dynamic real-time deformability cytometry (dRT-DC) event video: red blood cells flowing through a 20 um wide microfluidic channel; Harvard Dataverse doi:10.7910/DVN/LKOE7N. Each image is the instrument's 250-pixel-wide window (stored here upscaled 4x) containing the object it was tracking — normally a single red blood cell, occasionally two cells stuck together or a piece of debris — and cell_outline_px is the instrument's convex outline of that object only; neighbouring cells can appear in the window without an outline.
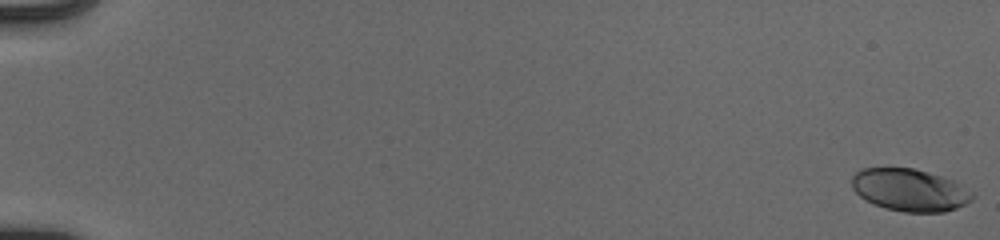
{"species": "human", "species_latin": "Homo sapiens", "temperature_condition": "cold", "stored_images_in_passage": 55, "camera_frame_rate_fps": 3000, "um_per_image_px": 0.085, "donor": {"sex": "male"}, "frame": {"image": 1, "passage_image": 1, "time_ms": 0.0, "image_size_px": [1000, 240], "cell_outline_px": [[976, 196], [972, 200], [956, 208], [944, 212], [904, 212], [872, 204], [860, 196], [852, 188], [852, 176], [856, 172], [864, 168], [912, 168], [928, 172], [952, 180], [976, 192]], "centroid_in_image_um": [77.36, 16.15], "position_along_channel_um": 7.6, "area_um2": 29.77}}
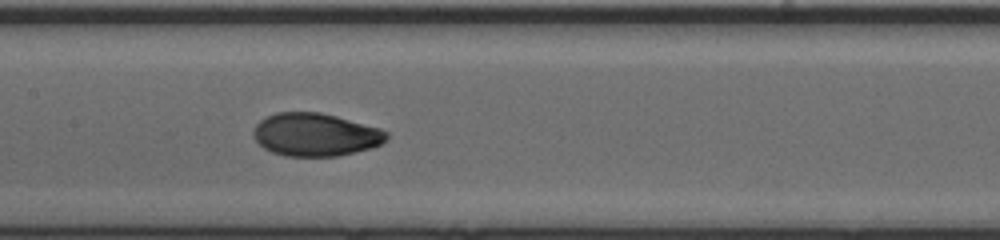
{"frame": {"image": 2, "passage_image": 30, "time_ms": 9.667, "image_size_px": [1000, 240], "cell_outline_px": [[388, 136], [380, 144], [372, 148], [336, 156], [284, 156], [272, 152], [264, 148], [252, 136], [252, 132], [256, 124], [260, 120], [276, 112], [320, 112], [336, 116], [380, 128], [388, 132]], "centroid_in_image_um": [26.79, 11.44], "position_along_channel_um": 180.6, "area_um2": 33.29}}
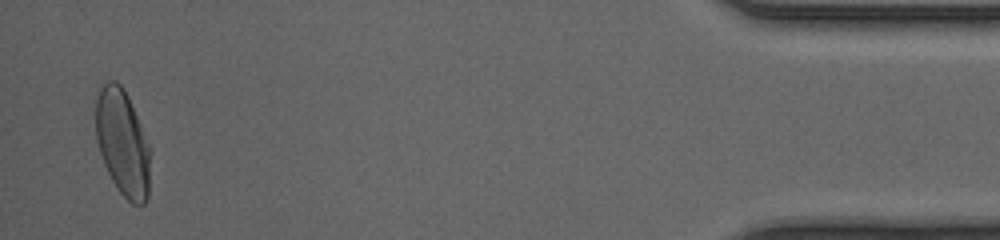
{"frame": {"image": 3, "passage_image": 54, "time_ms": 17.667, "image_size_px": [1000, 240], "cell_outline_px": [[152, 148], [148, 196], [144, 204], [132, 204], [116, 188], [104, 164], [96, 140], [96, 96], [100, 88], [108, 80], [116, 80], [124, 88], [128, 96]], "centroid_in_image_um": [10.45, 12.13], "position_along_channel_um": 424.7, "area_um2": 34.33}, "authors_computed_cell_mechanics": {"area_um2": 32.5414, "velocity_mm_per_s": 3.9583, "shape_relaxation_time_tau1_ms": 3.4583, "shape_relaxation_time_tau2_ms": 0.8132, "deformation_change_tau1": 0.1667, "deformation_change_tau2": 0.0341}}